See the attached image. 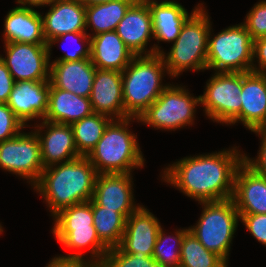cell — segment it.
I'll use <instances>...</instances> for the list:
<instances>
[{"mask_svg":"<svg viewBox=\"0 0 266 267\" xmlns=\"http://www.w3.org/2000/svg\"><path fill=\"white\" fill-rule=\"evenodd\" d=\"M4 43L47 44L43 34V18L34 8L16 6L4 19Z\"/></svg>","mask_w":266,"mask_h":267,"instance_id":"22","label":"cell"},{"mask_svg":"<svg viewBox=\"0 0 266 267\" xmlns=\"http://www.w3.org/2000/svg\"><path fill=\"white\" fill-rule=\"evenodd\" d=\"M5 57L0 58L18 81H49L50 63L47 44L4 43Z\"/></svg>","mask_w":266,"mask_h":267,"instance_id":"11","label":"cell"},{"mask_svg":"<svg viewBox=\"0 0 266 267\" xmlns=\"http://www.w3.org/2000/svg\"><path fill=\"white\" fill-rule=\"evenodd\" d=\"M202 214L189 231L209 251L220 256L227 264L232 240L240 220L232 198L201 202Z\"/></svg>","mask_w":266,"mask_h":267,"instance_id":"6","label":"cell"},{"mask_svg":"<svg viewBox=\"0 0 266 267\" xmlns=\"http://www.w3.org/2000/svg\"><path fill=\"white\" fill-rule=\"evenodd\" d=\"M98 173L87 157L44 168L32 186L45 199L54 217L62 209L89 202L93 198Z\"/></svg>","mask_w":266,"mask_h":267,"instance_id":"2","label":"cell"},{"mask_svg":"<svg viewBox=\"0 0 266 267\" xmlns=\"http://www.w3.org/2000/svg\"><path fill=\"white\" fill-rule=\"evenodd\" d=\"M232 199L239 214H266V179L242 163L236 171Z\"/></svg>","mask_w":266,"mask_h":267,"instance_id":"21","label":"cell"},{"mask_svg":"<svg viewBox=\"0 0 266 267\" xmlns=\"http://www.w3.org/2000/svg\"><path fill=\"white\" fill-rule=\"evenodd\" d=\"M146 267H167L159 262L155 261L154 258L151 256L147 261H146Z\"/></svg>","mask_w":266,"mask_h":267,"instance_id":"44","label":"cell"},{"mask_svg":"<svg viewBox=\"0 0 266 267\" xmlns=\"http://www.w3.org/2000/svg\"><path fill=\"white\" fill-rule=\"evenodd\" d=\"M53 1L54 0H17L16 3L21 7L32 8L50 5Z\"/></svg>","mask_w":266,"mask_h":267,"instance_id":"42","label":"cell"},{"mask_svg":"<svg viewBox=\"0 0 266 267\" xmlns=\"http://www.w3.org/2000/svg\"><path fill=\"white\" fill-rule=\"evenodd\" d=\"M241 123L250 131L266 129V73H242Z\"/></svg>","mask_w":266,"mask_h":267,"instance_id":"18","label":"cell"},{"mask_svg":"<svg viewBox=\"0 0 266 267\" xmlns=\"http://www.w3.org/2000/svg\"><path fill=\"white\" fill-rule=\"evenodd\" d=\"M242 163L243 153L234 146L181 158L164 168L161 177L199 203L224 200L233 197L236 171Z\"/></svg>","mask_w":266,"mask_h":267,"instance_id":"1","label":"cell"},{"mask_svg":"<svg viewBox=\"0 0 266 267\" xmlns=\"http://www.w3.org/2000/svg\"><path fill=\"white\" fill-rule=\"evenodd\" d=\"M52 229H82L93 226L92 199L62 209L54 217Z\"/></svg>","mask_w":266,"mask_h":267,"instance_id":"32","label":"cell"},{"mask_svg":"<svg viewBox=\"0 0 266 267\" xmlns=\"http://www.w3.org/2000/svg\"><path fill=\"white\" fill-rule=\"evenodd\" d=\"M56 240L68 249L90 248V260L95 267H100L109 249L100 241L94 226L82 229H52Z\"/></svg>","mask_w":266,"mask_h":267,"instance_id":"26","label":"cell"},{"mask_svg":"<svg viewBox=\"0 0 266 267\" xmlns=\"http://www.w3.org/2000/svg\"><path fill=\"white\" fill-rule=\"evenodd\" d=\"M202 4L204 3H198L190 15L187 9L178 2L149 5L152 14L154 39L158 43L160 41L174 43L184 23Z\"/></svg>","mask_w":266,"mask_h":267,"instance_id":"25","label":"cell"},{"mask_svg":"<svg viewBox=\"0 0 266 267\" xmlns=\"http://www.w3.org/2000/svg\"><path fill=\"white\" fill-rule=\"evenodd\" d=\"M24 128L10 107L6 103H0V142L15 137Z\"/></svg>","mask_w":266,"mask_h":267,"instance_id":"36","label":"cell"},{"mask_svg":"<svg viewBox=\"0 0 266 267\" xmlns=\"http://www.w3.org/2000/svg\"><path fill=\"white\" fill-rule=\"evenodd\" d=\"M205 87L200 102L208 118L226 125L241 122L242 73L215 72Z\"/></svg>","mask_w":266,"mask_h":267,"instance_id":"9","label":"cell"},{"mask_svg":"<svg viewBox=\"0 0 266 267\" xmlns=\"http://www.w3.org/2000/svg\"><path fill=\"white\" fill-rule=\"evenodd\" d=\"M212 24L208 12L200 6L184 23L170 52L162 51L167 74L172 78L187 70H207L208 33Z\"/></svg>","mask_w":266,"mask_h":267,"instance_id":"5","label":"cell"},{"mask_svg":"<svg viewBox=\"0 0 266 267\" xmlns=\"http://www.w3.org/2000/svg\"><path fill=\"white\" fill-rule=\"evenodd\" d=\"M239 216L250 234L266 246V214H239Z\"/></svg>","mask_w":266,"mask_h":267,"instance_id":"38","label":"cell"},{"mask_svg":"<svg viewBox=\"0 0 266 267\" xmlns=\"http://www.w3.org/2000/svg\"><path fill=\"white\" fill-rule=\"evenodd\" d=\"M112 120L110 116L93 113L71 124L75 145L80 156L89 155Z\"/></svg>","mask_w":266,"mask_h":267,"instance_id":"29","label":"cell"},{"mask_svg":"<svg viewBox=\"0 0 266 267\" xmlns=\"http://www.w3.org/2000/svg\"><path fill=\"white\" fill-rule=\"evenodd\" d=\"M75 40L78 44L80 43V47L70 48L67 49L68 51L63 54L61 57L54 61H79L82 59H90V50H91V37L86 33V31L82 32H71L62 34L58 37L53 38L47 43L48 49H49V63H50V56H51V48L55 43H59L68 39ZM75 43V42H74ZM76 44V43H75ZM86 44V45H85ZM79 45V44H78Z\"/></svg>","mask_w":266,"mask_h":267,"instance_id":"33","label":"cell"},{"mask_svg":"<svg viewBox=\"0 0 266 267\" xmlns=\"http://www.w3.org/2000/svg\"><path fill=\"white\" fill-rule=\"evenodd\" d=\"M81 251L68 255L55 256L49 261L46 267H95L88 260L84 259Z\"/></svg>","mask_w":266,"mask_h":267,"instance_id":"39","label":"cell"},{"mask_svg":"<svg viewBox=\"0 0 266 267\" xmlns=\"http://www.w3.org/2000/svg\"><path fill=\"white\" fill-rule=\"evenodd\" d=\"M35 125L37 126L33 130L40 140L41 161L44 168L80 157L71 125L45 120ZM44 128L46 130H43Z\"/></svg>","mask_w":266,"mask_h":267,"instance_id":"14","label":"cell"},{"mask_svg":"<svg viewBox=\"0 0 266 267\" xmlns=\"http://www.w3.org/2000/svg\"><path fill=\"white\" fill-rule=\"evenodd\" d=\"M184 86L168 84L160 96L139 116L138 122L155 129L175 131L192 126L196 107L200 106L198 97L190 94Z\"/></svg>","mask_w":266,"mask_h":267,"instance_id":"8","label":"cell"},{"mask_svg":"<svg viewBox=\"0 0 266 267\" xmlns=\"http://www.w3.org/2000/svg\"><path fill=\"white\" fill-rule=\"evenodd\" d=\"M165 72L160 54L135 56L122 71L124 110L129 117L139 118L160 96L168 86L162 84Z\"/></svg>","mask_w":266,"mask_h":267,"instance_id":"4","label":"cell"},{"mask_svg":"<svg viewBox=\"0 0 266 267\" xmlns=\"http://www.w3.org/2000/svg\"><path fill=\"white\" fill-rule=\"evenodd\" d=\"M151 256L124 253L119 247L109 249L100 267H146Z\"/></svg>","mask_w":266,"mask_h":267,"instance_id":"35","label":"cell"},{"mask_svg":"<svg viewBox=\"0 0 266 267\" xmlns=\"http://www.w3.org/2000/svg\"><path fill=\"white\" fill-rule=\"evenodd\" d=\"M95 72L91 59L51 61L49 82L58 89L89 98Z\"/></svg>","mask_w":266,"mask_h":267,"instance_id":"20","label":"cell"},{"mask_svg":"<svg viewBox=\"0 0 266 267\" xmlns=\"http://www.w3.org/2000/svg\"><path fill=\"white\" fill-rule=\"evenodd\" d=\"M136 117L113 119L105 128L101 139L87 158L98 174L131 173L144 167L137 135L129 130L130 122ZM133 133V134H132Z\"/></svg>","mask_w":266,"mask_h":267,"instance_id":"3","label":"cell"},{"mask_svg":"<svg viewBox=\"0 0 266 267\" xmlns=\"http://www.w3.org/2000/svg\"><path fill=\"white\" fill-rule=\"evenodd\" d=\"M14 84V78L0 58V103H7Z\"/></svg>","mask_w":266,"mask_h":267,"instance_id":"41","label":"cell"},{"mask_svg":"<svg viewBox=\"0 0 266 267\" xmlns=\"http://www.w3.org/2000/svg\"><path fill=\"white\" fill-rule=\"evenodd\" d=\"M243 22L253 40L266 36V0L257 2Z\"/></svg>","mask_w":266,"mask_h":267,"instance_id":"34","label":"cell"},{"mask_svg":"<svg viewBox=\"0 0 266 267\" xmlns=\"http://www.w3.org/2000/svg\"><path fill=\"white\" fill-rule=\"evenodd\" d=\"M179 267H228V264L188 231L182 241Z\"/></svg>","mask_w":266,"mask_h":267,"instance_id":"30","label":"cell"},{"mask_svg":"<svg viewBox=\"0 0 266 267\" xmlns=\"http://www.w3.org/2000/svg\"><path fill=\"white\" fill-rule=\"evenodd\" d=\"M255 60L258 62L257 65L259 66L255 65ZM252 71L258 73H266V36L253 40Z\"/></svg>","mask_w":266,"mask_h":267,"instance_id":"40","label":"cell"},{"mask_svg":"<svg viewBox=\"0 0 266 267\" xmlns=\"http://www.w3.org/2000/svg\"><path fill=\"white\" fill-rule=\"evenodd\" d=\"M89 99L94 113H101L112 119L129 118L124 110L120 71L96 69Z\"/></svg>","mask_w":266,"mask_h":267,"instance_id":"17","label":"cell"},{"mask_svg":"<svg viewBox=\"0 0 266 267\" xmlns=\"http://www.w3.org/2000/svg\"><path fill=\"white\" fill-rule=\"evenodd\" d=\"M132 173L98 174L93 200L102 207L116 210L127 219L141 205H136Z\"/></svg>","mask_w":266,"mask_h":267,"instance_id":"13","label":"cell"},{"mask_svg":"<svg viewBox=\"0 0 266 267\" xmlns=\"http://www.w3.org/2000/svg\"><path fill=\"white\" fill-rule=\"evenodd\" d=\"M134 3H137V4H144V5H151V4H157V3H172V2H176V1H171V0H163V1H157V0H133Z\"/></svg>","mask_w":266,"mask_h":267,"instance_id":"43","label":"cell"},{"mask_svg":"<svg viewBox=\"0 0 266 267\" xmlns=\"http://www.w3.org/2000/svg\"><path fill=\"white\" fill-rule=\"evenodd\" d=\"M90 59L96 69L122 72L135 57L115 31L91 36Z\"/></svg>","mask_w":266,"mask_h":267,"instance_id":"23","label":"cell"},{"mask_svg":"<svg viewBox=\"0 0 266 267\" xmlns=\"http://www.w3.org/2000/svg\"><path fill=\"white\" fill-rule=\"evenodd\" d=\"M49 94V81H18L15 82L6 104L24 127H30L27 125L28 121L35 118L43 120L47 114Z\"/></svg>","mask_w":266,"mask_h":267,"instance_id":"16","label":"cell"},{"mask_svg":"<svg viewBox=\"0 0 266 267\" xmlns=\"http://www.w3.org/2000/svg\"><path fill=\"white\" fill-rule=\"evenodd\" d=\"M188 231L189 228L178 229L174 233L175 236L173 235L172 237L171 235L169 236L165 234V231L163 230V228H161L159 230L157 240L154 246V252L152 255L154 260L167 267H179L182 241ZM167 240H174V244L169 247L167 245L169 243Z\"/></svg>","mask_w":266,"mask_h":267,"instance_id":"31","label":"cell"},{"mask_svg":"<svg viewBox=\"0 0 266 267\" xmlns=\"http://www.w3.org/2000/svg\"><path fill=\"white\" fill-rule=\"evenodd\" d=\"M208 33L207 70L215 72L252 71L253 39L243 23L229 26L218 34Z\"/></svg>","mask_w":266,"mask_h":267,"instance_id":"7","label":"cell"},{"mask_svg":"<svg viewBox=\"0 0 266 267\" xmlns=\"http://www.w3.org/2000/svg\"><path fill=\"white\" fill-rule=\"evenodd\" d=\"M251 132L257 134L258 137L261 136L260 150L255 159L246 156L247 154L244 153L243 163L255 173L266 179V129H256Z\"/></svg>","mask_w":266,"mask_h":267,"instance_id":"37","label":"cell"},{"mask_svg":"<svg viewBox=\"0 0 266 267\" xmlns=\"http://www.w3.org/2000/svg\"><path fill=\"white\" fill-rule=\"evenodd\" d=\"M3 232V227L0 224V234Z\"/></svg>","mask_w":266,"mask_h":267,"instance_id":"46","label":"cell"},{"mask_svg":"<svg viewBox=\"0 0 266 267\" xmlns=\"http://www.w3.org/2000/svg\"><path fill=\"white\" fill-rule=\"evenodd\" d=\"M0 168L28 180L35 185L44 170L40 140L35 131L20 132L0 142Z\"/></svg>","mask_w":266,"mask_h":267,"instance_id":"10","label":"cell"},{"mask_svg":"<svg viewBox=\"0 0 266 267\" xmlns=\"http://www.w3.org/2000/svg\"><path fill=\"white\" fill-rule=\"evenodd\" d=\"M161 224L145 206H140L127 219L119 248L124 253L152 256Z\"/></svg>","mask_w":266,"mask_h":267,"instance_id":"15","label":"cell"},{"mask_svg":"<svg viewBox=\"0 0 266 267\" xmlns=\"http://www.w3.org/2000/svg\"><path fill=\"white\" fill-rule=\"evenodd\" d=\"M93 113L89 98L58 89L50 83L49 105L43 120L71 125Z\"/></svg>","mask_w":266,"mask_h":267,"instance_id":"24","label":"cell"},{"mask_svg":"<svg viewBox=\"0 0 266 267\" xmlns=\"http://www.w3.org/2000/svg\"><path fill=\"white\" fill-rule=\"evenodd\" d=\"M85 6H89L92 4H97V3H104L108 1H115V0H80Z\"/></svg>","mask_w":266,"mask_h":267,"instance_id":"45","label":"cell"},{"mask_svg":"<svg viewBox=\"0 0 266 267\" xmlns=\"http://www.w3.org/2000/svg\"><path fill=\"white\" fill-rule=\"evenodd\" d=\"M43 18V34L48 43L55 37L86 31V6L80 0H54Z\"/></svg>","mask_w":266,"mask_h":267,"instance_id":"19","label":"cell"},{"mask_svg":"<svg viewBox=\"0 0 266 267\" xmlns=\"http://www.w3.org/2000/svg\"><path fill=\"white\" fill-rule=\"evenodd\" d=\"M93 226L100 241L108 248L119 246L125 231L126 219L116 210L99 206L92 199Z\"/></svg>","mask_w":266,"mask_h":267,"instance_id":"28","label":"cell"},{"mask_svg":"<svg viewBox=\"0 0 266 267\" xmlns=\"http://www.w3.org/2000/svg\"><path fill=\"white\" fill-rule=\"evenodd\" d=\"M133 0H115L86 6V31L92 27L94 36L108 31H115L121 19L125 16Z\"/></svg>","mask_w":266,"mask_h":267,"instance_id":"27","label":"cell"},{"mask_svg":"<svg viewBox=\"0 0 266 267\" xmlns=\"http://www.w3.org/2000/svg\"><path fill=\"white\" fill-rule=\"evenodd\" d=\"M115 32L135 56L160 54L163 51L158 44L147 49L148 41L154 38L152 14L147 5L133 3Z\"/></svg>","mask_w":266,"mask_h":267,"instance_id":"12","label":"cell"}]
</instances>
